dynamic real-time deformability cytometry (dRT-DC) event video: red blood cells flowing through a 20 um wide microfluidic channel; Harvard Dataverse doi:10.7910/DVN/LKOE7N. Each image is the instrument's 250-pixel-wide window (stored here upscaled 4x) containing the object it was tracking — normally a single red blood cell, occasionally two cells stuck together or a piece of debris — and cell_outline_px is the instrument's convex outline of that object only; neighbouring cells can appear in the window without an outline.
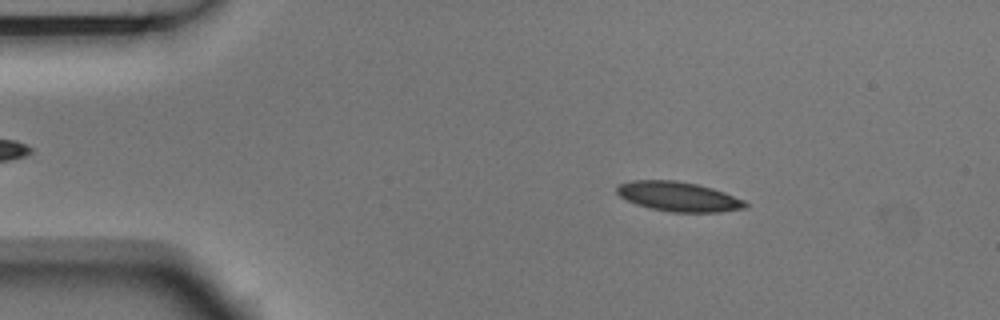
{"species": "Egyptian fruit bat (a non-hibernating species)", "species_latin": "Rousettus aegyptiacus", "temperature_condition": "room temperature", "stored_images_in_passage": 4, "segment_of_instrument_passage": [1, 2], "camera_frame_rate_fps": 3000, "um_per_image_px": 0.085, "animal": {"sex": "male"}, "frame": {"image": 1, "passage_image": 1, "time_ms": 0.0, "image_size_px": [1000, 320], "cell_outline_px": [[748, 204], [744, 208], [720, 212], [672, 212], [652, 208], [636, 204], [620, 196], [616, 192], [616, 184], [632, 180], [676, 180], [696, 184], [712, 188], [724, 192], [744, 200]], "centroid_in_image_um": [57.64, 16.7], "position_along_channel_um": 27.4, "area_um2": 22.08}}